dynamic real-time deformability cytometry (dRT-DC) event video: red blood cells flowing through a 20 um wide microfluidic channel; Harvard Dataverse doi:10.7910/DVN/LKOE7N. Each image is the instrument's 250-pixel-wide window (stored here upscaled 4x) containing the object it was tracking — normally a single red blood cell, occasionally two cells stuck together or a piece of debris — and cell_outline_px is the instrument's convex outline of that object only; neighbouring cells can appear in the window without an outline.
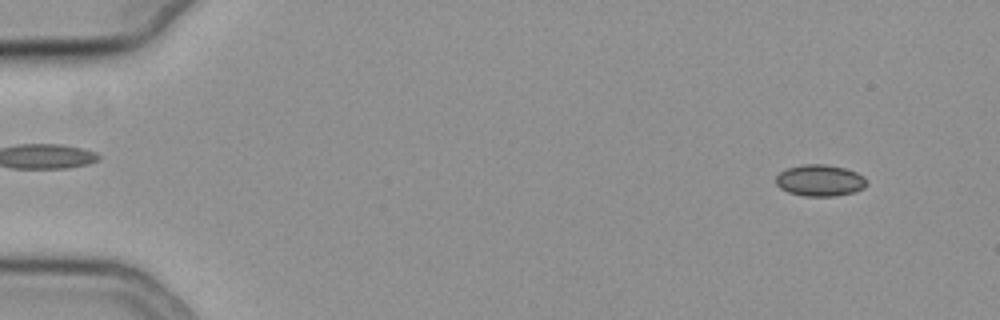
{"species": "common noctule bat (a hibernating species)", "species_latin": "Nyctalus noctula", "temperature_condition": "cold", "stored_images_in_passage": 54, "camera_frame_rate_fps": 3000, "um_per_image_px": 0.085, "animal": {"sex": "female", "body_mass_g": 19.3, "forearm_length_mm": 54.1}, "frame": {"image": 1, "passage_image": 5, "time_ms": 1.333, "image_size_px": [1000, 320], "cell_outline_px": [[868, 184], [864, 188], [852, 192], [836, 196], [804, 196], [788, 192], [780, 188], [776, 184], [776, 176], [780, 172], [788, 168], [804, 164], [824, 164], [844, 168], [856, 172], [864, 176], [868, 180]], "centroid_in_image_um": [69.71, 15.34], "position_along_channel_um": 15.3, "area_um2": 16.7}}
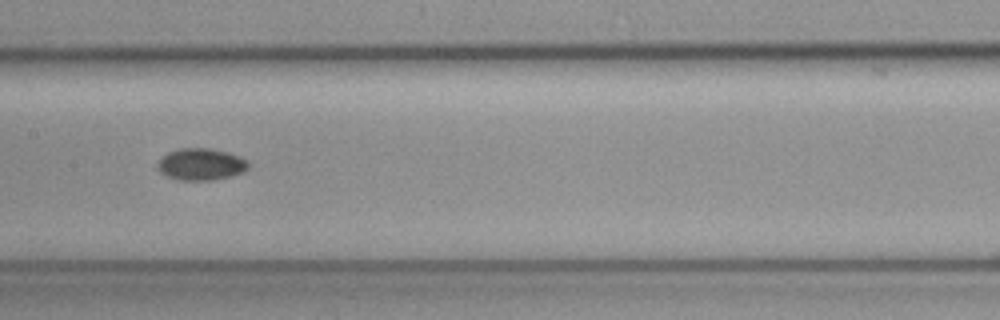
{"frame": {"image": 2, "passage_image": 29, "time_ms": 9.333, "image_size_px": [1000, 320], "cell_outline_px": [[248, 168], [244, 172], [212, 180], [180, 180], [168, 176], [160, 172], [156, 168], [156, 164], [168, 152], [180, 148], [212, 148], [228, 152], [240, 156], [248, 160]], "centroid_in_image_um": [17.09, 13.95], "position_along_channel_um": 190.3, "area_um2": 16.88}}
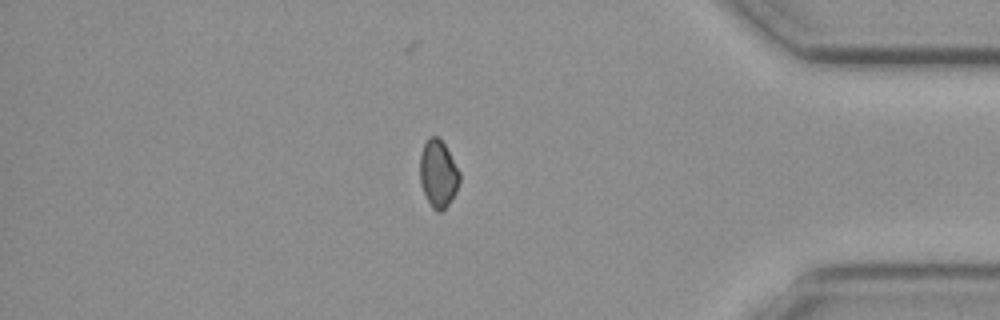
{"frame": {"image": 3, "passage_image": 48, "time_ms": 15.667, "image_size_px": [1000, 320], "cell_outline_px": [[460, 180], [456, 192], [448, 204], [440, 212], [436, 212], [432, 208], [420, 184], [420, 156], [424, 144], [428, 136], [436, 136], [444, 144], [460, 172]], "centroid_in_image_um": [37.24, 14.77], "position_along_channel_um": 398.0, "area_um2": 15.43}}